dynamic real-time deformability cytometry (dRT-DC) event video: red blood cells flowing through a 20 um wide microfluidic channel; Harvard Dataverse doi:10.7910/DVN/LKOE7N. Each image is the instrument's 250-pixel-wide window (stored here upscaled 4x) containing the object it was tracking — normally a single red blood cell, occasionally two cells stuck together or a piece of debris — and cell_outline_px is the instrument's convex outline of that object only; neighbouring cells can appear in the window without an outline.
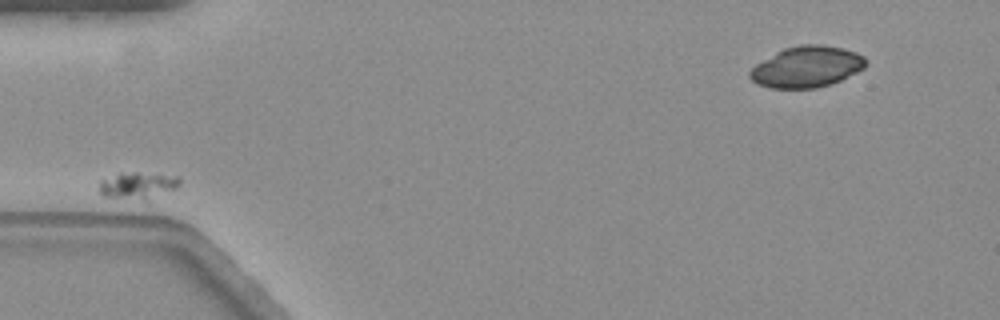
{"species": "common noctule bat (a hibernating species)", "species_latin": "Nyctalus noctula", "temperature_condition": "warm", "stored_images_in_passage": 35, "camera_frame_rate_fps": 3000, "um_per_image_px": 0.085, "animal": {"sex": "female", "body_mass_g": 19.3, "forearm_length_mm": 54.1}, "frame": {"image": 1, "passage_image": 1, "time_ms": 0.0, "image_size_px": [1000, 320], "cell_outline_px": [[180, 184], [176, 188], [148, 204], [104, 196], [100, 192], [100, 180], [120, 172], [136, 172], [180, 176]], "centroid_in_image_um": [11.76, 15.83], "position_along_channel_um": 73.2, "area_um2": 13.58}}
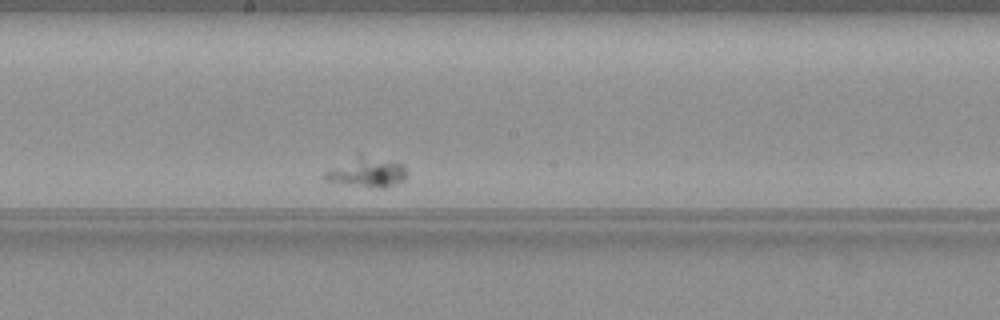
{"frame": {"image": 2, "passage_image": 17, "time_ms": 5.333, "image_size_px": [1000, 320], "cell_outline_px": [[404, 180], [384, 188], [380, 188], [344, 184], [324, 180], [324, 172], [356, 152], [360, 152], [404, 164]], "centroid_in_image_um": [31.12, 14.58], "position_along_channel_um": 217.1, "area_um2": 14.62}}
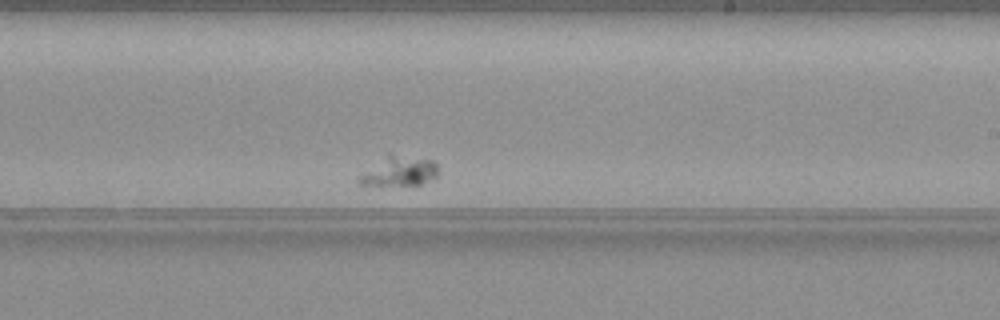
{"frame": {"image": 3, "passage_image": 21, "time_ms": 6.667, "image_size_px": [1000, 320], "cell_outline_px": [[440, 172], [436, 176], [420, 184], [356, 184], [356, 180], [360, 176], [388, 152], [432, 160], [436, 164]], "centroid_in_image_um": [33.95, 14.51], "position_along_channel_um": 255.0, "area_um2": 13.47}}